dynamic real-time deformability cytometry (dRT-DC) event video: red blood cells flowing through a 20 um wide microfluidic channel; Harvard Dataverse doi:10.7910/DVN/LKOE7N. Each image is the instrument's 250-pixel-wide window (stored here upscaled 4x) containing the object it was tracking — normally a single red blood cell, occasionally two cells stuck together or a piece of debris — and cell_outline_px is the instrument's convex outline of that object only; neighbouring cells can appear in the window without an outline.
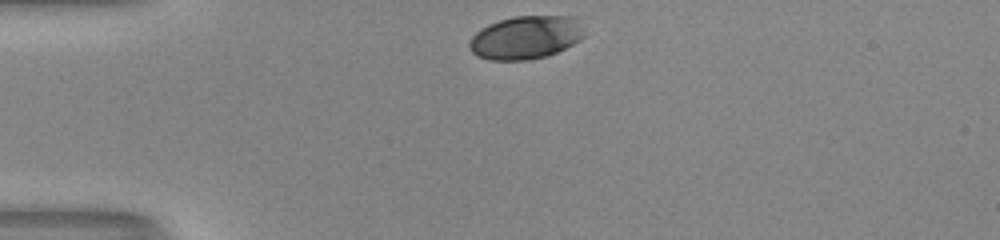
{"species": "human", "species_latin": "Homo sapiens", "temperature_condition": "room temperature", "stored_images_in_passage": 31, "camera_frame_rate_fps": 3000, "um_per_image_px": 0.085, "donor": {"sex": "male"}, "frame": {"image": 1, "passage_image": 1, "time_ms": 0.0, "image_size_px": [1000, 240], "cell_outline_px": [[584, 36], [580, 40], [548, 56], [528, 60], [488, 60], [476, 56], [468, 48], [468, 44], [472, 36], [480, 28], [488, 24], [500, 20], [516, 16], [576, 16]], "centroid_in_image_um": [44.64, 3.19], "position_along_channel_um": 40.4, "area_um2": 29.02}}
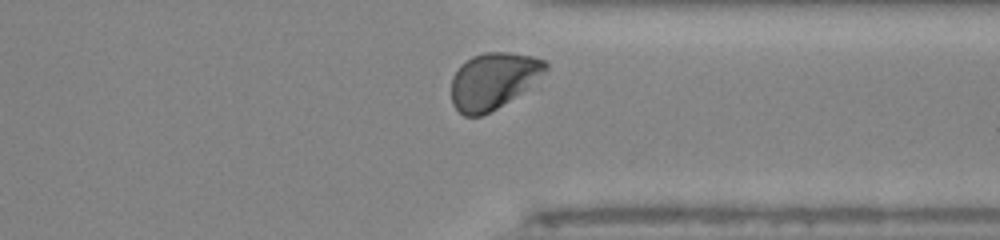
{"frame": {"image": 2, "passage_image": 29, "time_ms": 9.333, "image_size_px": [1000, 240], "cell_outline_px": [[548, 68], [544, 72], [524, 88], [508, 100], [496, 108], [480, 116], [464, 116], [452, 104], [452, 76], [460, 64], [472, 56], [488, 52], [508, 52], [532, 56], [544, 60], [548, 64]], "centroid_in_image_um": [41.86, 6.84], "position_along_channel_um": 369.5, "area_um2": 30.17}, "authors_computed_cell_mechanics": {"area_um2": 30.8652, "velocity_mm_per_s": 3.9567, "shape_relaxation_time_tau1_ms": 1.7258, "shape_relaxation_time_tau2_ms": null, "deformation_change_tau1": 0.1238, "deformation_change_tau2": null}}